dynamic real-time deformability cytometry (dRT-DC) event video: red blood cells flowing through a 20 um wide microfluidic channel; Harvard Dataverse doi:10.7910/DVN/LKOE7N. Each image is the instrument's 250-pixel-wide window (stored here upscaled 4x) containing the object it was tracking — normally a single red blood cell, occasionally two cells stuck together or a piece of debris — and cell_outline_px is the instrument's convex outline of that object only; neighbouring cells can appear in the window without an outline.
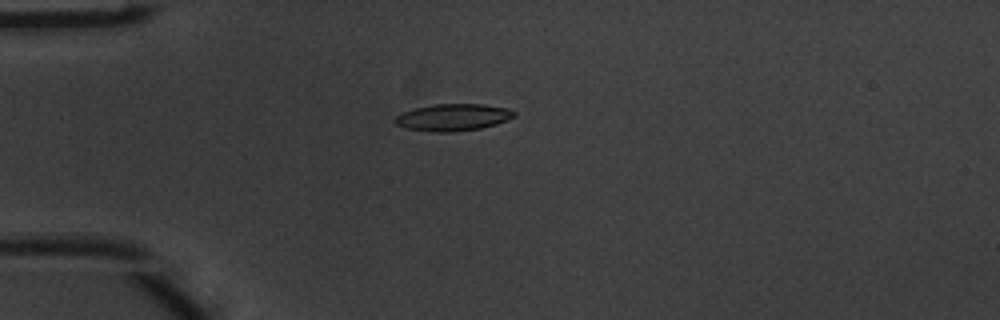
{"species": "common noctule bat (a hibernating species)", "species_latin": "Nyctalus noctula", "temperature_condition": "warm", "stored_images_in_passage": 5, "camera_frame_rate_fps": 3000, "um_per_image_px": 0.085, "animal": {"sex": "male", "body_mass_g": 20.1, "forearm_length_mm": 53.5}, "frame": {"image": 1, "passage_image": 4, "time_ms": 1.0, "image_size_px": [1000, 320], "cell_outline_px": [[516, 116], [508, 120], [496, 124], [480, 128], [448, 132], [436, 132], [408, 128], [396, 124], [392, 120], [396, 116], [412, 108], [432, 104], [484, 104], [508, 108], [516, 112]], "centroid_in_image_um": [38.52, 9.95], "position_along_channel_um": 46.5, "area_um2": 18.73}}